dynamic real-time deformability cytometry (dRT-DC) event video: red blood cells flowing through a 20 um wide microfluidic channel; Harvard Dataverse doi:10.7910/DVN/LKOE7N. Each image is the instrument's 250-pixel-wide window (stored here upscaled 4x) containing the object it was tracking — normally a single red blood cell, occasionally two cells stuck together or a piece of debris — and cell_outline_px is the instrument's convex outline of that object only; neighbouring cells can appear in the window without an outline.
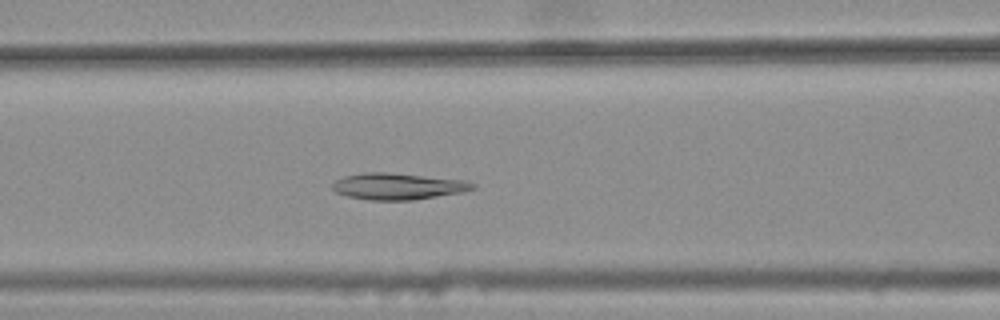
{"species": "common noctule bat (a hibernating species)", "species_latin": "Nyctalus noctula", "temperature_condition": "warm", "stored_images_in_passage": 43, "camera_frame_rate_fps": 3000, "um_per_image_px": 0.085, "animal": {"sex": "female", "body_mass_g": 25.1}, "frame": {"image": 1, "passage_image": 21, "time_ms": 6.667, "image_size_px": [1000, 320], "cell_outline_px": [[476, 188], [464, 192], [412, 200], [368, 200], [348, 196], [336, 192], [332, 188], [332, 184], [336, 180], [344, 176], [364, 172], [388, 172], [464, 180], [476, 184]], "centroid_in_image_um": [33.83, 15.83], "position_along_channel_um": 132.8, "area_um2": 21.68}}
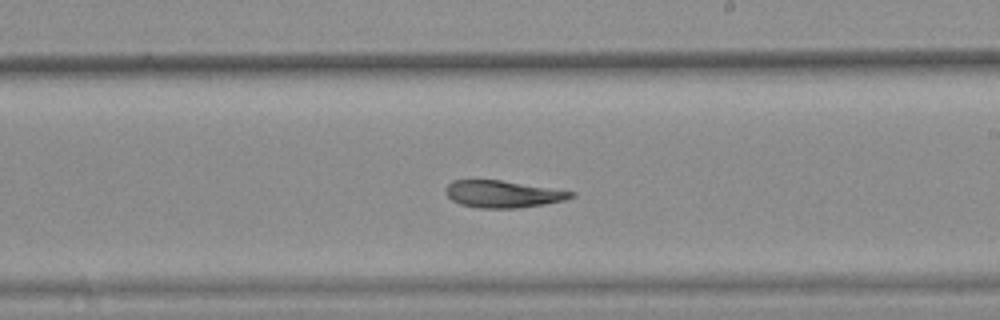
{"frame": {"image": 2, "passage_image": 30, "time_ms": 9.667, "image_size_px": [1000, 320], "cell_outline_px": [[576, 196], [564, 200], [544, 204], [516, 208], [476, 208], [460, 204], [452, 200], [444, 192], [444, 188], [452, 180], [500, 180], [576, 192]], "centroid_in_image_um": [42.71, 16.49], "position_along_channel_um": 246.3, "area_um2": 19.77}}
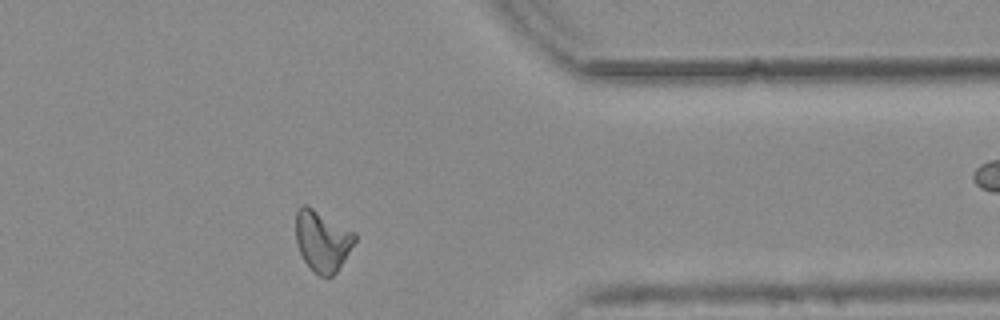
{"frame": {"image": 3, "passage_image": 42, "time_ms": 13.667, "image_size_px": [1000, 320], "cell_outline_px": [[356, 240], [344, 260], [336, 272], [332, 276], [320, 276], [304, 260], [300, 252], [296, 240], [296, 212], [300, 204], [308, 204], [356, 232]], "centroid_in_image_um": [27.4, 20.41], "position_along_channel_um": 384.0, "area_um2": 20.98}, "authors_computed_cell_mechanics": {"area_um2": 21.3282, "velocity_mm_per_s": 3.7908, "shape_relaxation_time_tau1_ms": null, "shape_relaxation_time_tau2_ms": 5.7945, "deformation_change_tau1": null, "deformation_change_tau2": 0.1261}}